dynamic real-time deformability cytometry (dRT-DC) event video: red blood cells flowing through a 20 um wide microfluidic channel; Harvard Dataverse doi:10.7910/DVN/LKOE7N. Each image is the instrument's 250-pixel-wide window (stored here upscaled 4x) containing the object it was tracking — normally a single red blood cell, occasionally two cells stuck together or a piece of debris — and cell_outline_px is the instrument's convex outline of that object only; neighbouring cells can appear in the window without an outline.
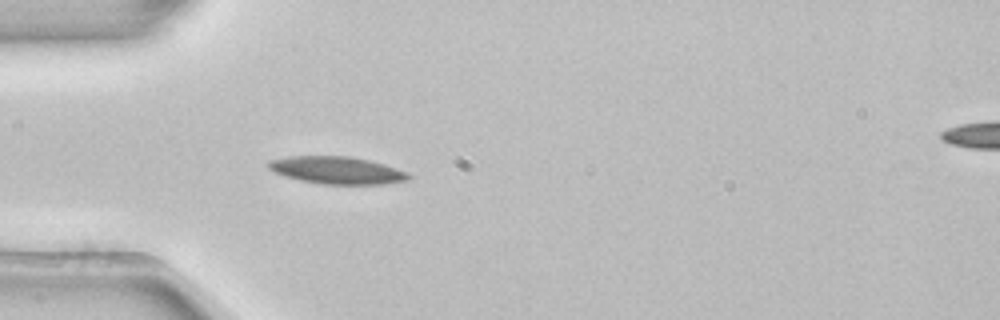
{"species": "common noctule bat (a hibernating species)", "species_latin": "Nyctalus noctula", "temperature_condition": "room temperature", "stored_images_in_passage": 1, "camera_frame_rate_fps": 3000, "um_per_image_px": 0.085, "animal": {"sex": "female", "body_mass_g": 22.7, "forearm_length_mm": 54.2}, "frame": {"image": 1, "passage_image": 1, "time_ms": 0.0, "image_size_px": [1000, 320], "cell_outline_px": [[412, 176], [408, 180], [384, 184], [320, 184], [300, 180], [276, 172], [268, 168], [264, 164], [268, 160], [288, 156], [352, 156], [384, 164], [408, 172]], "centroid_in_image_um": [28.64, 14.46], "position_along_channel_um": 56.4, "area_um2": 22.43}}